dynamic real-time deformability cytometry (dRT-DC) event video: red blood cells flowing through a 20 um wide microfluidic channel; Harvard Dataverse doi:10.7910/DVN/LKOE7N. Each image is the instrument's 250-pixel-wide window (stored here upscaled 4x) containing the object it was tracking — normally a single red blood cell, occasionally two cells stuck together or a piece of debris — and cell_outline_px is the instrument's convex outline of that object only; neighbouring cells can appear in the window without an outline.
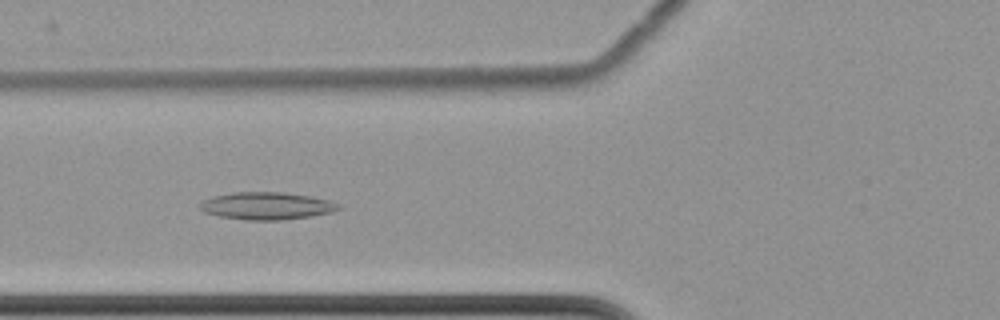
{"species": "common noctule bat (a hibernating species)", "species_latin": "Nyctalus noctula", "temperature_condition": "cold", "stored_images_in_passage": 49, "camera_frame_rate_fps": 3000, "um_per_image_px": 0.085, "animal": {"sex": "female", "body_mass_g": 22.7, "forearm_length_mm": 54.2}, "frame": {"image": 1, "passage_image": 13, "time_ms": 4.0, "image_size_px": [1000, 320], "cell_outline_px": [[340, 208], [332, 212], [284, 220], [248, 220], [220, 216], [204, 212], [200, 208], [200, 204], [204, 200], [212, 196], [232, 192], [280, 192], [312, 196], [328, 200], [340, 204]], "centroid_in_image_um": [22.66, 17.49], "position_along_channel_um": 103.1, "area_um2": 22.02}}
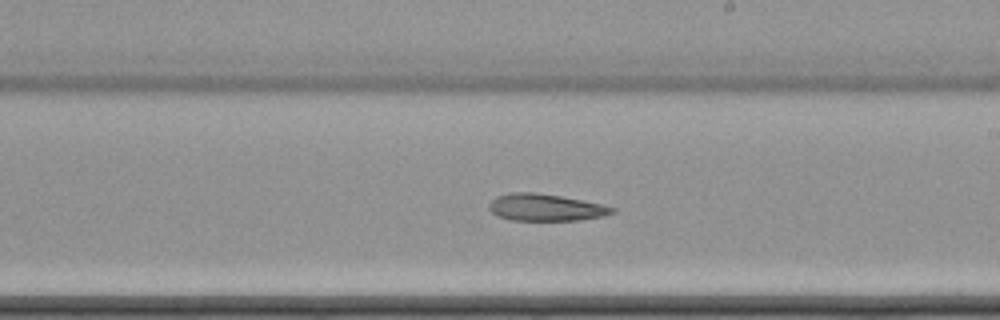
{"frame": {"image": 2, "passage_image": 25, "time_ms": 8.0, "image_size_px": [1000, 320], "cell_outline_px": [[616, 212], [604, 216], [580, 220], [512, 220], [496, 216], [488, 208], [488, 204], [496, 196], [512, 192], [536, 192], [560, 196], [600, 204], [616, 208]], "centroid_in_image_um": [46.35, 17.63], "position_along_channel_um": 242.7, "area_um2": 19.36}}
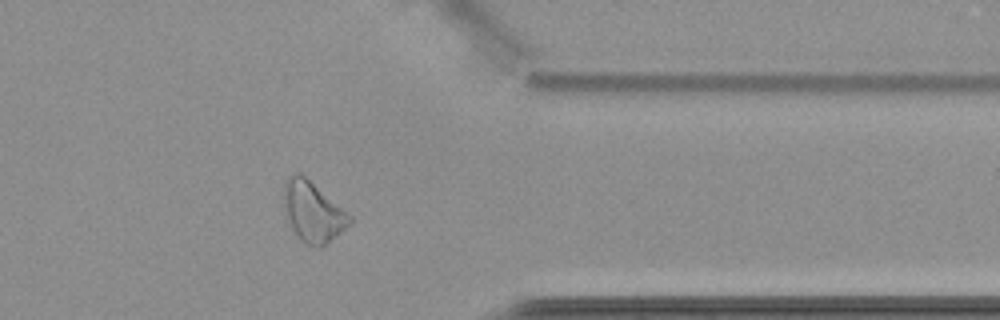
{"frame": {"image": 3, "passage_image": 38, "time_ms": 12.333, "image_size_px": [1000, 320], "cell_outline_px": [[352, 220], [340, 232], [320, 248], [316, 248], [304, 244], [300, 240], [292, 228], [288, 220], [284, 208], [284, 180], [292, 172], [300, 172], [352, 216]], "centroid_in_image_um": [26.55, 17.99], "position_along_channel_um": 384.8, "area_um2": 22.95}, "authors_computed_cell_mechanics": {"area_um2": 22.0218, "velocity_mm_per_s": 3.4817, "shape_relaxation_time_tau1_ms": null, "shape_relaxation_time_tau2_ms": 10.7956, "deformation_change_tau1": null, "deformation_change_tau2": 0.2216}}